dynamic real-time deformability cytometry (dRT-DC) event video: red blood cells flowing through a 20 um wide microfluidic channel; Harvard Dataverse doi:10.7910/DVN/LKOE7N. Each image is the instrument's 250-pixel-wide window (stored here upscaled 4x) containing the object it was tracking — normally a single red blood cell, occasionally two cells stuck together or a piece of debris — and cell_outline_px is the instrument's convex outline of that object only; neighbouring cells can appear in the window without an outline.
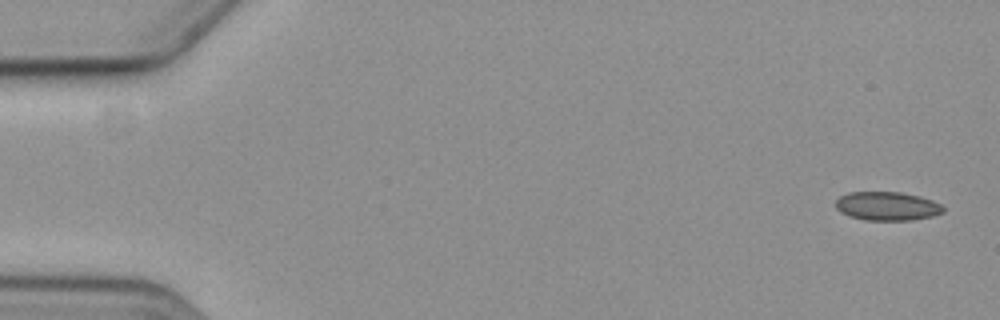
{"species": "common noctule bat (a hibernating species)", "species_latin": "Nyctalus noctula", "temperature_condition": "cold", "stored_images_in_passage": 5, "camera_frame_rate_fps": 3000, "um_per_image_px": 0.085, "animal": {"sex": "female", "body_mass_g": 19.3, "forearm_length_mm": 54.1}, "frame": {"image": 1, "passage_image": 1, "time_ms": 0.0, "image_size_px": [1000, 320], "cell_outline_px": [[944, 212], [932, 216], [912, 220], [864, 220], [840, 212], [836, 208], [836, 200], [840, 196], [848, 192], [900, 192], [920, 196], [932, 200], [940, 204], [944, 208]], "centroid_in_image_um": [75.41, 17.51], "position_along_channel_um": 9.6, "area_um2": 17.98}}
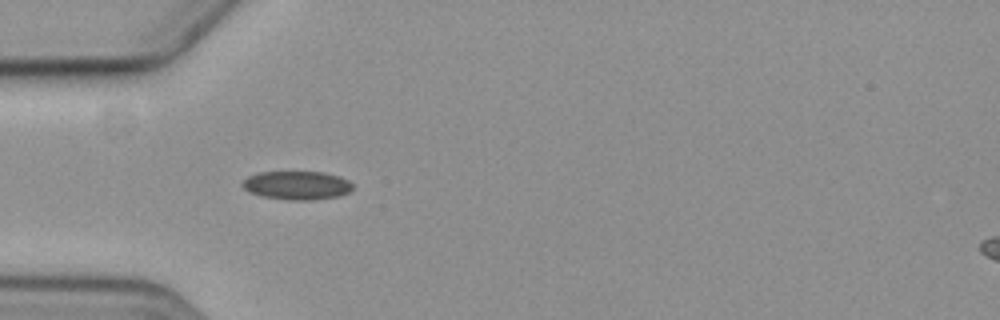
{"frame": {"image": 2, "passage_image": 5, "time_ms": 5.333, "image_size_px": [1000, 320], "cell_outline_px": [[352, 188], [348, 192], [340, 196], [312, 200], [288, 200], [260, 196], [248, 192], [240, 184], [248, 176], [260, 172], [324, 172], [340, 176], [348, 180], [352, 184]], "centroid_in_image_um": [25.22, 15.76], "position_along_channel_um": 59.8, "area_um2": 18.5}}